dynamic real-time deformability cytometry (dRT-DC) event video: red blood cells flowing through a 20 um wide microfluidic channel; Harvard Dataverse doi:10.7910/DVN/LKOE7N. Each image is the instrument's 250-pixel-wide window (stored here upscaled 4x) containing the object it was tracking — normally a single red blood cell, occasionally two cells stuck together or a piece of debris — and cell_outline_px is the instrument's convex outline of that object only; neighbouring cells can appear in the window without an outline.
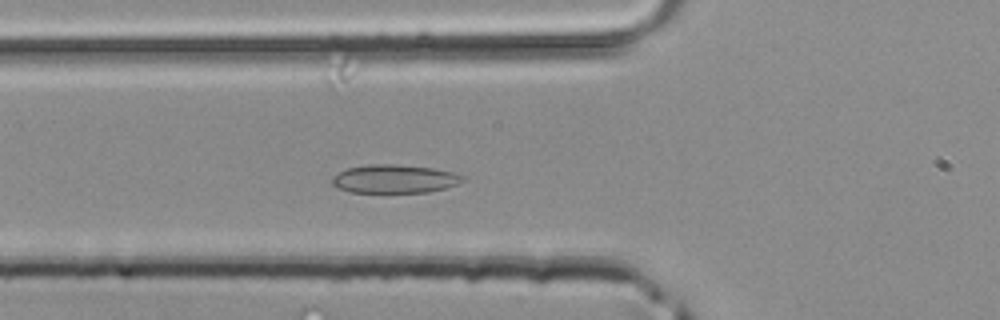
{"species": "common noctule bat (a hibernating species)", "species_latin": "Nyctalus noctula", "temperature_condition": "room temperature", "stored_images_in_passage": 39, "camera_frame_rate_fps": 3000, "um_per_image_px": 0.085, "animal": {"sex": "male", "body_mass_g": 20.4}, "frame": {"image": 1, "passage_image": 11, "time_ms": 3.333, "image_size_px": [1000, 320], "cell_outline_px": [[464, 180], [448, 188], [428, 192], [352, 192], [336, 188], [332, 184], [332, 176], [348, 168], [368, 164], [396, 164], [432, 168], [452, 172], [464, 176]], "centroid_in_image_um": [33.52, 15.2], "position_along_channel_um": 92.3, "area_um2": 21.62}}
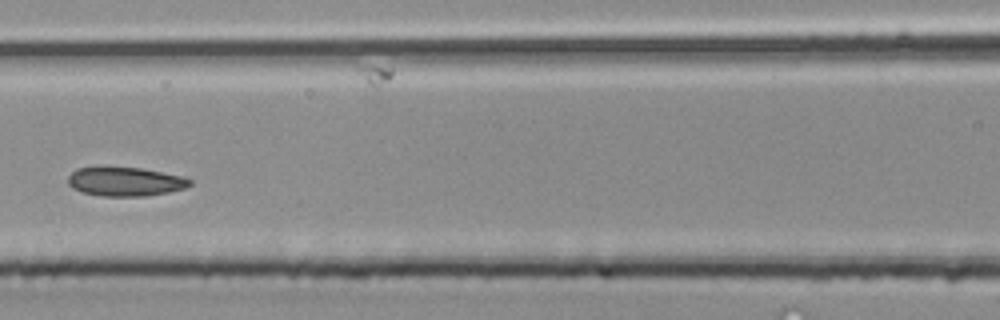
{"frame": {"image": 2, "passage_image": 15, "time_ms": 4.667, "image_size_px": [1000, 320], "cell_outline_px": [[192, 184], [184, 188], [168, 192], [148, 196], [100, 196], [80, 192], [72, 188], [68, 184], [68, 176], [76, 168], [100, 164], [140, 168], [184, 176], [192, 180]], "centroid_in_image_um": [10.58, 15.4], "position_along_channel_um": 156.0, "area_um2": 21.44}}
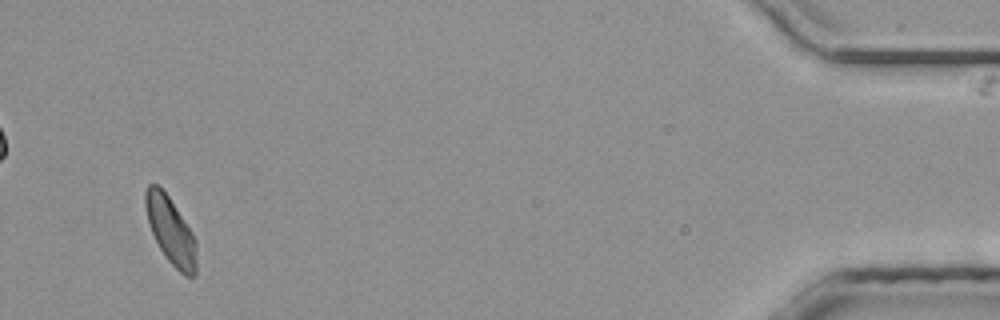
{"frame": {"image": 3, "passage_image": 37, "time_ms": 12.0, "image_size_px": [1000, 320], "cell_outline_px": [[196, 276], [184, 276], [164, 256], [152, 232], [148, 220], [144, 204], [144, 192], [148, 184], [156, 184], [168, 196], [192, 232], [196, 240]], "centroid_in_image_um": [14.51, 19.61], "position_along_channel_um": 420.7, "area_um2": 19.71}}